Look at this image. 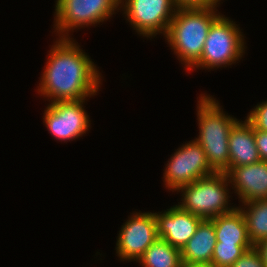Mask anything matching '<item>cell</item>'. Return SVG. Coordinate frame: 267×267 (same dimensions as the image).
<instances>
[{"instance_id": "6da1fadb", "label": "cell", "mask_w": 267, "mask_h": 267, "mask_svg": "<svg viewBox=\"0 0 267 267\" xmlns=\"http://www.w3.org/2000/svg\"><path fill=\"white\" fill-rule=\"evenodd\" d=\"M38 86V93L57 101L87 99L98 92L101 75L95 63L72 38H57Z\"/></svg>"}, {"instance_id": "7a4b0ae2", "label": "cell", "mask_w": 267, "mask_h": 267, "mask_svg": "<svg viewBox=\"0 0 267 267\" xmlns=\"http://www.w3.org/2000/svg\"><path fill=\"white\" fill-rule=\"evenodd\" d=\"M217 6L177 8L165 39L185 70L189 71L200 60L210 27L220 16Z\"/></svg>"}, {"instance_id": "3957f363", "label": "cell", "mask_w": 267, "mask_h": 267, "mask_svg": "<svg viewBox=\"0 0 267 267\" xmlns=\"http://www.w3.org/2000/svg\"><path fill=\"white\" fill-rule=\"evenodd\" d=\"M199 136L195 140L206 153L209 166L215 173L229 172V134L239 121L223 112L219 102L201 94L197 106Z\"/></svg>"}, {"instance_id": "277c9868", "label": "cell", "mask_w": 267, "mask_h": 267, "mask_svg": "<svg viewBox=\"0 0 267 267\" xmlns=\"http://www.w3.org/2000/svg\"><path fill=\"white\" fill-rule=\"evenodd\" d=\"M231 184L227 173H214L199 178L177 190L182 192V199L178 206L191 214L203 219H212L216 216L229 213L236 207L229 206V190Z\"/></svg>"}, {"instance_id": "5b68a950", "label": "cell", "mask_w": 267, "mask_h": 267, "mask_svg": "<svg viewBox=\"0 0 267 267\" xmlns=\"http://www.w3.org/2000/svg\"><path fill=\"white\" fill-rule=\"evenodd\" d=\"M240 27L225 15L211 25L200 60L189 70L213 69L236 63L245 53V42Z\"/></svg>"}, {"instance_id": "8992f818", "label": "cell", "mask_w": 267, "mask_h": 267, "mask_svg": "<svg viewBox=\"0 0 267 267\" xmlns=\"http://www.w3.org/2000/svg\"><path fill=\"white\" fill-rule=\"evenodd\" d=\"M119 4L120 0H56L54 32L60 38H69V31L111 18L120 10Z\"/></svg>"}, {"instance_id": "52a82bcc", "label": "cell", "mask_w": 267, "mask_h": 267, "mask_svg": "<svg viewBox=\"0 0 267 267\" xmlns=\"http://www.w3.org/2000/svg\"><path fill=\"white\" fill-rule=\"evenodd\" d=\"M119 7L133 29L147 38L159 33L165 37L177 11L174 0H120Z\"/></svg>"}, {"instance_id": "ba28073f", "label": "cell", "mask_w": 267, "mask_h": 267, "mask_svg": "<svg viewBox=\"0 0 267 267\" xmlns=\"http://www.w3.org/2000/svg\"><path fill=\"white\" fill-rule=\"evenodd\" d=\"M209 166L206 153L194 139L174 152L164 169V183L170 191H177L199 178L214 174Z\"/></svg>"}, {"instance_id": "9c48e42d", "label": "cell", "mask_w": 267, "mask_h": 267, "mask_svg": "<svg viewBox=\"0 0 267 267\" xmlns=\"http://www.w3.org/2000/svg\"><path fill=\"white\" fill-rule=\"evenodd\" d=\"M86 99L50 103L44 112V123L55 139L73 141L89 130L90 120L84 109Z\"/></svg>"}, {"instance_id": "30bf717a", "label": "cell", "mask_w": 267, "mask_h": 267, "mask_svg": "<svg viewBox=\"0 0 267 267\" xmlns=\"http://www.w3.org/2000/svg\"><path fill=\"white\" fill-rule=\"evenodd\" d=\"M117 237L115 249L120 260L137 261L159 238L155 213H133L122 225Z\"/></svg>"}, {"instance_id": "8fae6325", "label": "cell", "mask_w": 267, "mask_h": 267, "mask_svg": "<svg viewBox=\"0 0 267 267\" xmlns=\"http://www.w3.org/2000/svg\"><path fill=\"white\" fill-rule=\"evenodd\" d=\"M158 237L181 250L196 233L203 218L182 210L178 205L155 213Z\"/></svg>"}, {"instance_id": "7c38bea8", "label": "cell", "mask_w": 267, "mask_h": 267, "mask_svg": "<svg viewBox=\"0 0 267 267\" xmlns=\"http://www.w3.org/2000/svg\"><path fill=\"white\" fill-rule=\"evenodd\" d=\"M227 174L242 203L267 199V161L233 167Z\"/></svg>"}, {"instance_id": "4fadbf2b", "label": "cell", "mask_w": 267, "mask_h": 267, "mask_svg": "<svg viewBox=\"0 0 267 267\" xmlns=\"http://www.w3.org/2000/svg\"><path fill=\"white\" fill-rule=\"evenodd\" d=\"M228 148L229 171L233 167L249 165L261 160L255 143L254 128L246 119L238 121L232 127Z\"/></svg>"}, {"instance_id": "5bb4252c", "label": "cell", "mask_w": 267, "mask_h": 267, "mask_svg": "<svg viewBox=\"0 0 267 267\" xmlns=\"http://www.w3.org/2000/svg\"><path fill=\"white\" fill-rule=\"evenodd\" d=\"M216 242L214 223L204 219L196 233L181 248L182 262L210 266Z\"/></svg>"}, {"instance_id": "9a60e30c", "label": "cell", "mask_w": 267, "mask_h": 267, "mask_svg": "<svg viewBox=\"0 0 267 267\" xmlns=\"http://www.w3.org/2000/svg\"><path fill=\"white\" fill-rule=\"evenodd\" d=\"M214 223L216 241L228 244H252L241 210L236 207L229 213L210 219Z\"/></svg>"}, {"instance_id": "2e32d148", "label": "cell", "mask_w": 267, "mask_h": 267, "mask_svg": "<svg viewBox=\"0 0 267 267\" xmlns=\"http://www.w3.org/2000/svg\"><path fill=\"white\" fill-rule=\"evenodd\" d=\"M242 204L244 208L243 205L238 208L244 216L249 240L255 246L267 238V199H258Z\"/></svg>"}, {"instance_id": "e0dca14e", "label": "cell", "mask_w": 267, "mask_h": 267, "mask_svg": "<svg viewBox=\"0 0 267 267\" xmlns=\"http://www.w3.org/2000/svg\"><path fill=\"white\" fill-rule=\"evenodd\" d=\"M142 267H181L180 249L158 238L136 261Z\"/></svg>"}, {"instance_id": "ac0fdd59", "label": "cell", "mask_w": 267, "mask_h": 267, "mask_svg": "<svg viewBox=\"0 0 267 267\" xmlns=\"http://www.w3.org/2000/svg\"><path fill=\"white\" fill-rule=\"evenodd\" d=\"M253 244L216 242L210 267H231Z\"/></svg>"}, {"instance_id": "d6986e66", "label": "cell", "mask_w": 267, "mask_h": 267, "mask_svg": "<svg viewBox=\"0 0 267 267\" xmlns=\"http://www.w3.org/2000/svg\"><path fill=\"white\" fill-rule=\"evenodd\" d=\"M246 120L253 126L254 130L267 132V101L257 104L248 113Z\"/></svg>"}, {"instance_id": "ffe728a7", "label": "cell", "mask_w": 267, "mask_h": 267, "mask_svg": "<svg viewBox=\"0 0 267 267\" xmlns=\"http://www.w3.org/2000/svg\"><path fill=\"white\" fill-rule=\"evenodd\" d=\"M231 267H266L258 250L253 246L238 258Z\"/></svg>"}, {"instance_id": "44dd1931", "label": "cell", "mask_w": 267, "mask_h": 267, "mask_svg": "<svg viewBox=\"0 0 267 267\" xmlns=\"http://www.w3.org/2000/svg\"><path fill=\"white\" fill-rule=\"evenodd\" d=\"M174 2L177 8H206L218 4L215 0H174Z\"/></svg>"}, {"instance_id": "7402d4cb", "label": "cell", "mask_w": 267, "mask_h": 267, "mask_svg": "<svg viewBox=\"0 0 267 267\" xmlns=\"http://www.w3.org/2000/svg\"><path fill=\"white\" fill-rule=\"evenodd\" d=\"M254 138L260 159L267 161V132L254 130Z\"/></svg>"}, {"instance_id": "603a6c76", "label": "cell", "mask_w": 267, "mask_h": 267, "mask_svg": "<svg viewBox=\"0 0 267 267\" xmlns=\"http://www.w3.org/2000/svg\"><path fill=\"white\" fill-rule=\"evenodd\" d=\"M255 248L260 253L263 264L267 267V238L257 243Z\"/></svg>"}, {"instance_id": "cb8c5ba5", "label": "cell", "mask_w": 267, "mask_h": 267, "mask_svg": "<svg viewBox=\"0 0 267 267\" xmlns=\"http://www.w3.org/2000/svg\"><path fill=\"white\" fill-rule=\"evenodd\" d=\"M181 267H210L208 265H197V264H185L182 263Z\"/></svg>"}]
</instances>
